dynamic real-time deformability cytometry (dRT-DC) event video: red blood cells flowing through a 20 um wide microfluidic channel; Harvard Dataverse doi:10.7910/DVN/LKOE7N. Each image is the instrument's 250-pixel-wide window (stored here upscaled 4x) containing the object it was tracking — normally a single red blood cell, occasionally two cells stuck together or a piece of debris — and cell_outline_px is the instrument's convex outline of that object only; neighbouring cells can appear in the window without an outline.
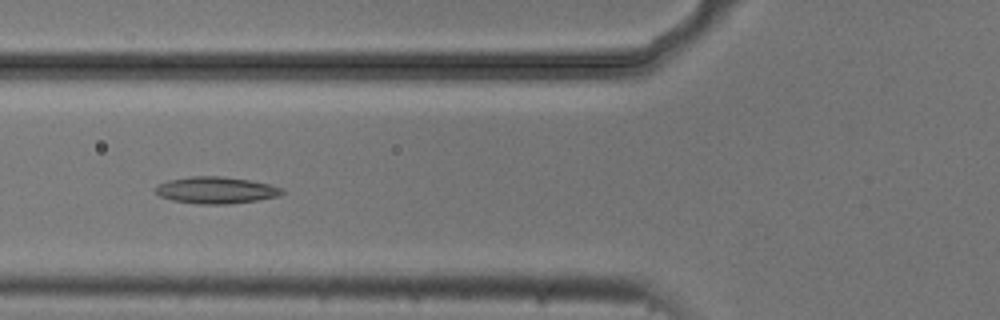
{"species": "common noctule bat (a hibernating species)", "species_latin": "Nyctalus noctula", "temperature_condition": "cold", "stored_images_in_passage": 10, "camera_frame_rate_fps": 3000, "um_per_image_px": 0.085, "animal": {"sex": "male", "body_mass_g": 20.5, "forearm_length_mm": 52.5}, "frame": {"image": 1, "passage_image": 5, "time_ms": 1.333, "image_size_px": [1000, 320], "cell_outline_px": [[284, 192], [280, 196], [256, 200], [228, 204], [196, 204], [172, 200], [160, 196], [156, 192], [156, 188], [160, 184], [168, 180], [192, 176], [220, 176], [252, 180], [268, 184], [280, 188]], "centroid_in_image_um": [18.36, 16.16], "position_along_channel_um": 107.4, "area_um2": 19.59}}
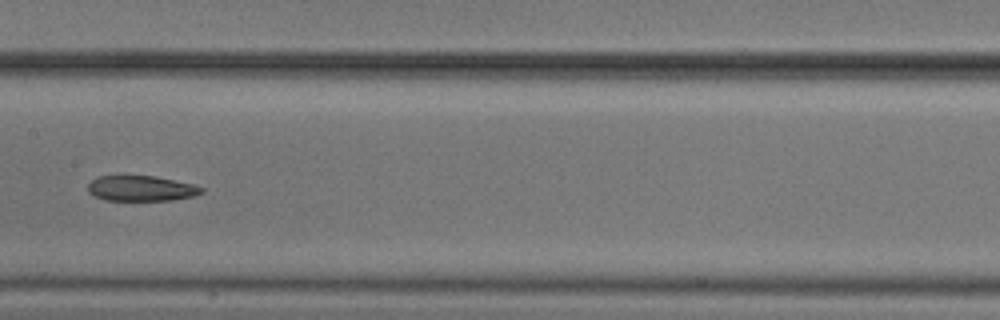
{"frame": {"image": 2, "passage_image": 7, "time_ms": 2.0, "image_size_px": [1000, 320], "cell_outline_px": [[204, 192], [196, 196], [172, 200], [104, 200], [88, 192], [88, 184], [92, 180], [100, 176], [156, 176], [192, 184], [204, 188]], "centroid_in_image_um": [12.03, 16.02], "position_along_channel_um": 195.4, "area_um2": 16.76}}
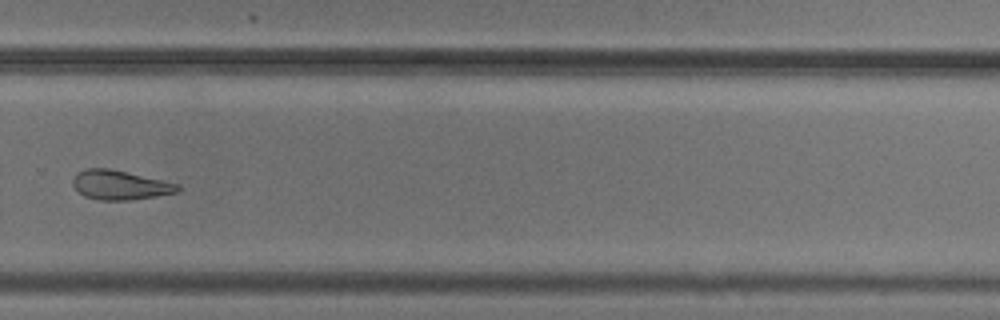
{"frame": {"image": 3, "passage_image": 10, "time_ms": 3.0, "image_size_px": [1000, 320], "cell_outline_px": [[180, 188], [176, 192], [156, 196], [128, 200], [100, 200], [84, 196], [72, 184], [72, 180], [80, 172], [88, 168], [108, 168], [180, 184]], "centroid_in_image_um": [10.21, 15.73], "position_along_channel_um": 319.6, "area_um2": 17.57}}